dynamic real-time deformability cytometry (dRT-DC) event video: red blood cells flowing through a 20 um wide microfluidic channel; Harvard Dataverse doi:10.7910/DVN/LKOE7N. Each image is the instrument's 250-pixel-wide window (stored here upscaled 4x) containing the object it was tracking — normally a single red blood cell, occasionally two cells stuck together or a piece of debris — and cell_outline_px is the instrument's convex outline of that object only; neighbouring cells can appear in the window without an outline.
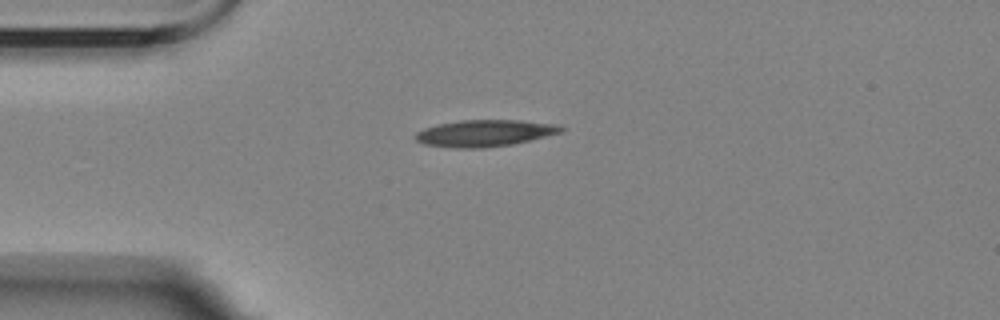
{"species": "Egyptian fruit bat (a non-hibernating species)", "species_latin": "Rousettus aegyptiacus", "temperature_condition": "room temperature", "stored_images_in_passage": 5, "camera_frame_rate_fps": 3000, "um_per_image_px": 0.085, "animal": {"sex": "female"}, "frame": {"image": 1, "passage_image": 5, "time_ms": 5.667, "image_size_px": [1000, 320], "cell_outline_px": [[568, 128], [560, 132], [512, 144], [488, 148], [456, 148], [424, 144], [416, 140], [416, 132], [424, 128], [436, 124], [460, 120], [520, 120], [560, 124]], "centroid_in_image_um": [41.21, 11.31], "position_along_channel_um": 43.8, "area_um2": 22.72}}